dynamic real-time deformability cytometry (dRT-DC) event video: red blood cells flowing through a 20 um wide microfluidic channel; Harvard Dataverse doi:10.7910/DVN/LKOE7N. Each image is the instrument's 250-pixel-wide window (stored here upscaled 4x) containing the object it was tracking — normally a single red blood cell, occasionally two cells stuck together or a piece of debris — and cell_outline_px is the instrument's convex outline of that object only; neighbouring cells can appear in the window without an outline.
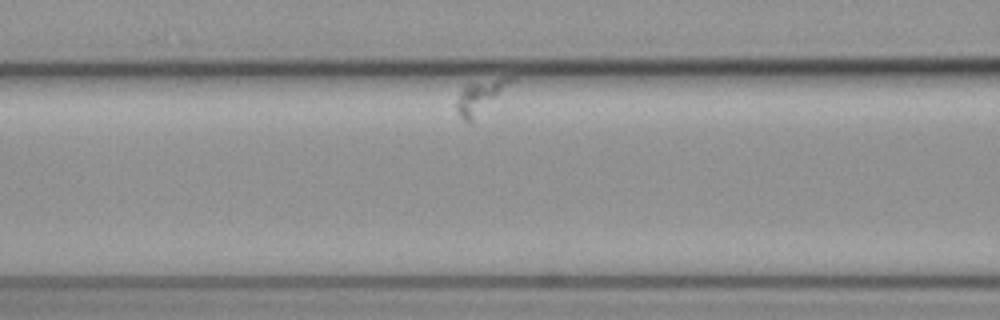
{"species": "common noctule bat (a hibernating species)", "species_latin": "Nyctalus noctula", "temperature_condition": "cold", "stored_images_in_passage": 5, "camera_frame_rate_fps": 3000, "um_per_image_px": 0.085, "animal": {"sex": "female", "body_mass_g": 19.3, "forearm_length_mm": 54.1}, "frame": {"image": 1, "passage_image": 3, "time_ms": 0.667, "image_size_px": [1000, 320], "cell_outline_px": [[516, 80], [468, 124], [460, 116], [456, 108], [456, 100], [460, 92], [468, 84], [500, 76], [516, 76]], "centroid_in_image_um": [40.88, 8.15], "position_along_channel_um": 125.7, "area_um2": 10.4}}